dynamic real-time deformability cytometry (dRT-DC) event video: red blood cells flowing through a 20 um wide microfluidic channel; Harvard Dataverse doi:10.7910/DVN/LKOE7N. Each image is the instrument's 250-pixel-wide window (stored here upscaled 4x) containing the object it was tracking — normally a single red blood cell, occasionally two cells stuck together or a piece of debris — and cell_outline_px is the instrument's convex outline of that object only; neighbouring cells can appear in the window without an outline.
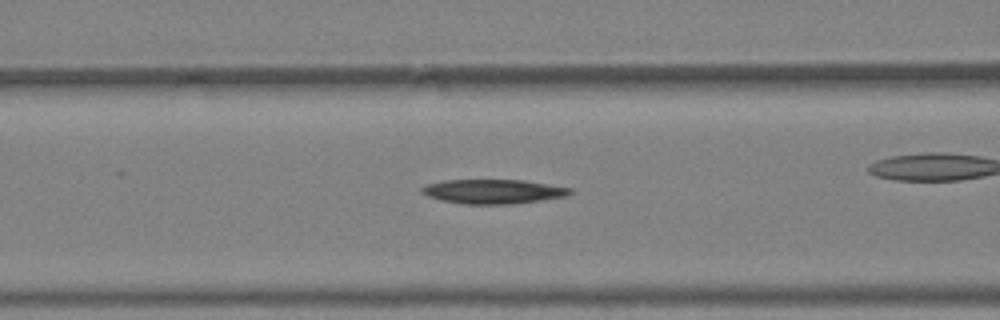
{"species": "Egyptian fruit bat (a non-hibernating species)", "species_latin": "Rousettus aegyptiacus", "temperature_condition": "warm", "stored_images_in_passage": 18, "camera_frame_rate_fps": 3000, "um_per_image_px": 0.085, "animal": {"sex": "female"}, "frame": {"image": 1, "passage_image": 13, "time_ms": 4.0, "image_size_px": [1000, 320], "cell_outline_px": [[572, 192], [568, 196], [512, 204], [464, 204], [440, 200], [428, 196], [420, 192], [420, 188], [428, 184], [444, 180], [524, 180], [572, 188]], "centroid_in_image_um": [41.92, 16.28], "position_along_channel_um": 124.7, "area_um2": 21.04}}